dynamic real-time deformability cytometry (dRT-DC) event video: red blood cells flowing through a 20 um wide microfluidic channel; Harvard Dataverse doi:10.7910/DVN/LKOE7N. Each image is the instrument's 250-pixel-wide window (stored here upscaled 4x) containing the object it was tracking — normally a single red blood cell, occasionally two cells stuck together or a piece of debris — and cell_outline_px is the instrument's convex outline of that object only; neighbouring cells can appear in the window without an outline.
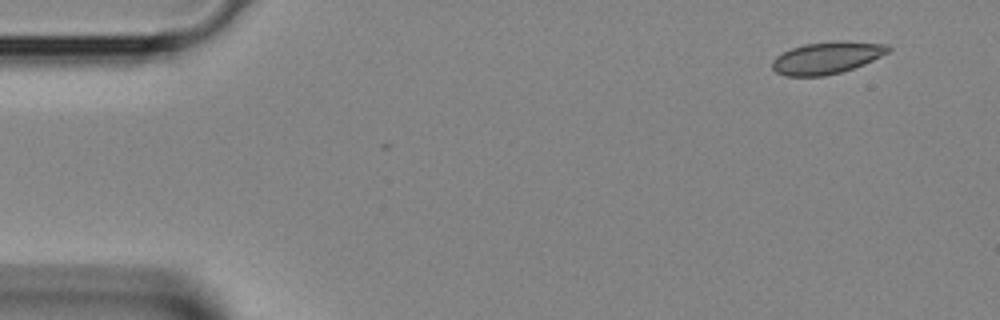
{"species": "Egyptian fruit bat (a non-hibernating species)", "species_latin": "Rousettus aegyptiacus", "temperature_condition": "room temperature", "stored_images_in_passage": 31, "camera_frame_rate_fps": 3000, "um_per_image_px": 0.085, "animal": {"sex": "female"}, "frame": {"image": 1, "passage_image": 1, "time_ms": 0.0, "image_size_px": [1000, 320], "cell_outline_px": [[892, 48], [888, 52], [864, 64], [840, 72], [824, 76], [784, 76], [776, 72], [772, 68], [772, 60], [776, 56], [792, 48], [804, 44], [888, 44]], "centroid_in_image_um": [70.19, 4.98], "position_along_channel_um": 14.8, "area_um2": 20.4}}
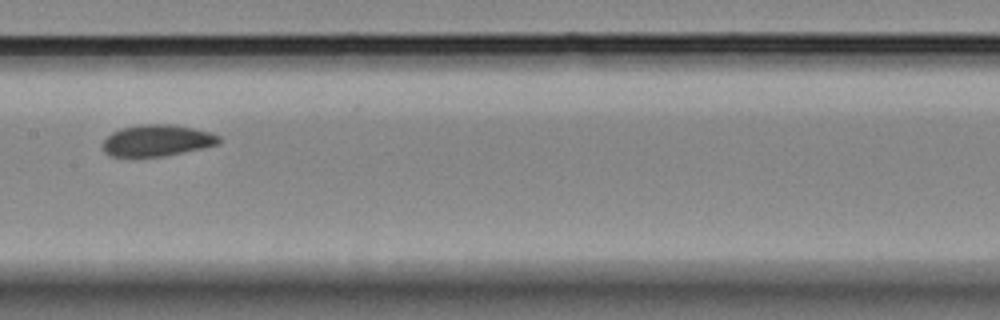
{"frame": {"image": 2, "passage_image": 18, "time_ms": 5.667, "image_size_px": [1000, 320], "cell_outline_px": [[220, 144], [204, 148], [164, 156], [108, 156], [104, 152], [100, 144], [112, 132], [120, 128], [140, 124], [168, 124], [192, 128], [208, 132], [220, 136]], "centroid_in_image_um": [13.31, 11.94], "position_along_channel_um": 194.1, "area_um2": 21.39}}
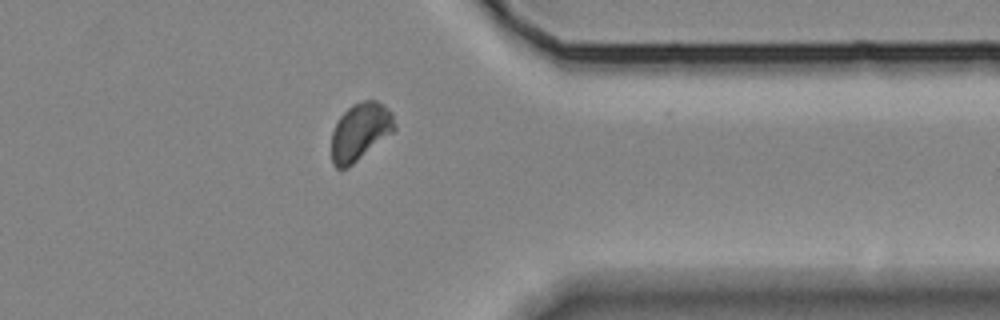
{"frame": {"image": 3, "passage_image": 30, "time_ms": 9.667, "image_size_px": [1000, 320], "cell_outline_px": [[396, 128], [392, 132], [348, 168], [336, 168], [332, 164], [332, 132], [340, 116], [352, 104], [364, 100], [376, 100], [384, 104], [392, 112], [396, 124]], "centroid_in_image_um": [30.62, 11.17], "position_along_channel_um": 380.8, "area_um2": 21.04}}